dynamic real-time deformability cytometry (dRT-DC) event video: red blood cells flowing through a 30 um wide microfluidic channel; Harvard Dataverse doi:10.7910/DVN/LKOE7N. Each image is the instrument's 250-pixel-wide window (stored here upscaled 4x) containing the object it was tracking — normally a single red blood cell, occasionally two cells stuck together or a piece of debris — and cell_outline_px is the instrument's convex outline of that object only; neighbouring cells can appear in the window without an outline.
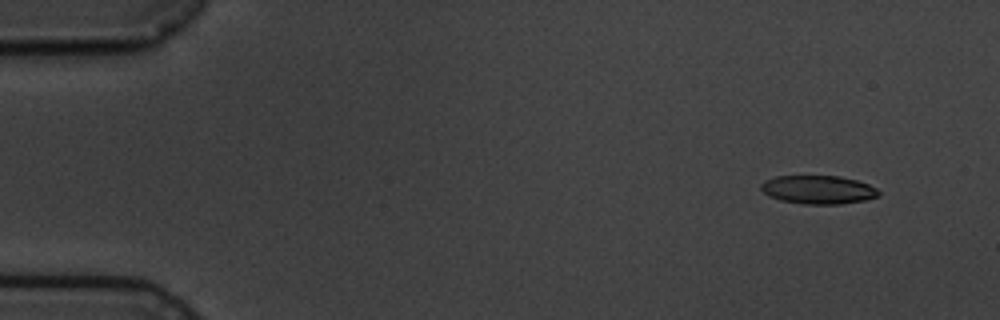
{"species": "common noctule bat (a hibernating species)", "species_latin": "Nyctalus noctula", "temperature_condition": "cold", "stored_images_in_passage": 6, "camera_frame_rate_fps": 3000, "um_per_image_px": 0.085, "animal": {"sex": "male", "body_mass_g": 19.5, "forearm_length_mm": 54.6}, "frame": {"image": 1, "passage_image": 2, "time_ms": 1.333, "image_size_px": [1000, 320], "cell_outline_px": [[880, 196], [868, 200], [840, 204], [804, 204], [780, 200], [768, 196], [760, 188], [760, 184], [764, 180], [776, 176], [840, 176], [856, 180], [868, 184], [876, 188], [880, 192]], "centroid_in_image_um": [69.56, 16.13], "position_along_channel_um": 15.4, "area_um2": 19.71}}
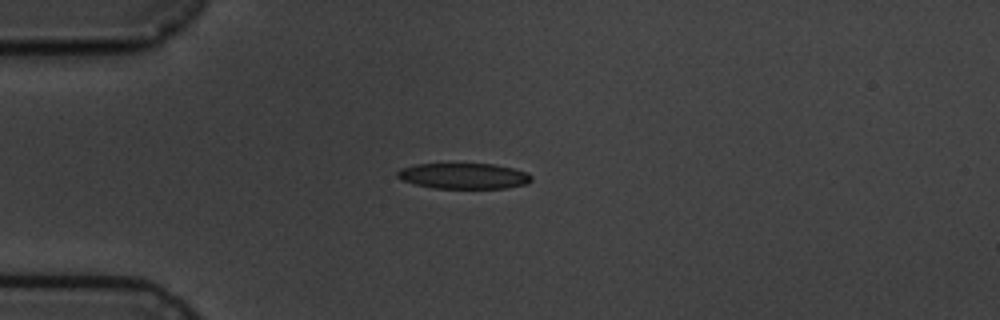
{"frame": {"image": 2, "passage_image": 5, "time_ms": 4.667, "image_size_px": [1000, 320], "cell_outline_px": [[532, 180], [528, 184], [504, 188], [432, 188], [416, 184], [404, 180], [396, 176], [396, 172], [400, 168], [416, 164], [492, 164], [512, 168], [528, 172], [532, 176]], "centroid_in_image_um": [39.44, 14.96], "position_along_channel_um": 45.6, "area_um2": 20.06}}